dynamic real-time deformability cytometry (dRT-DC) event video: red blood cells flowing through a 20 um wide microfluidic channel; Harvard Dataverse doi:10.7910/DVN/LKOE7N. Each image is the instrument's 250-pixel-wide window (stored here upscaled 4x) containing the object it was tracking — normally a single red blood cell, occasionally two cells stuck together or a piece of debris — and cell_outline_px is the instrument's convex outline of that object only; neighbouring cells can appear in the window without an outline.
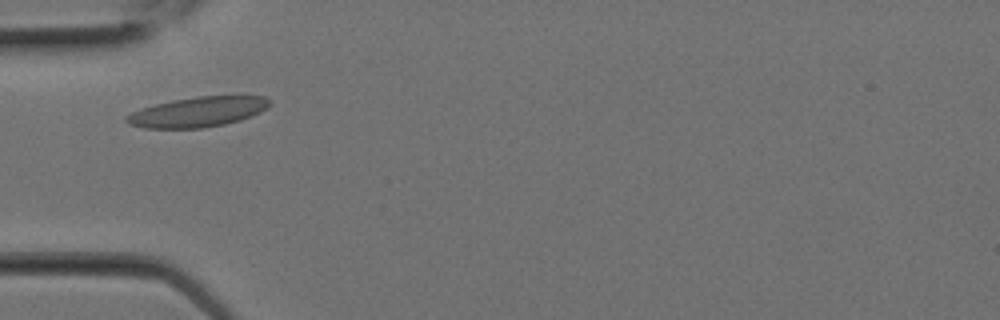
{"species": "Egyptian fruit bat (a non-hibernating species)", "species_latin": "Rousettus aegyptiacus", "temperature_condition": "room temperature", "stored_images_in_passage": 2, "camera_frame_rate_fps": 3000, "um_per_image_px": 0.085, "animal": {"sex": "female"}, "frame": {"image": 1, "passage_image": 2, "time_ms": 0.333, "image_size_px": [1000, 320], "cell_outline_px": [[272, 104], [260, 112], [240, 120], [224, 124], [200, 128], [144, 128], [128, 124], [124, 120], [124, 116], [140, 108], [172, 100], [196, 96], [240, 92], [264, 96], [272, 100]], "centroid_in_image_um": [16.91, 9.45], "position_along_channel_um": 68.1, "area_um2": 26.13}}